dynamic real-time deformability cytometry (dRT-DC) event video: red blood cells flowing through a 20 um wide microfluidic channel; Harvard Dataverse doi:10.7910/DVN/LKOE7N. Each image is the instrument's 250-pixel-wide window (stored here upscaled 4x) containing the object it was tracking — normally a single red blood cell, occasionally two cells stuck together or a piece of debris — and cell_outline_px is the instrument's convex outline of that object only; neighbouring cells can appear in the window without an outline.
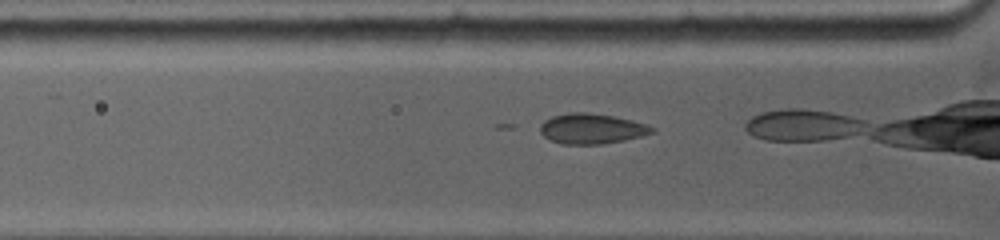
{"species": "common noctule bat (a hibernating species)", "species_latin": "Nyctalus noctula", "temperature_condition": "warm", "stored_images_in_passage": 28, "camera_frame_rate_fps": 5000, "um_per_image_px": 0.085, "animal": {"sex": "female", "body_mass_g": 19.0, "forearm_length_mm": 53.3}, "frame": {"image": 1, "passage_image": 3, "time_ms": 0.4, "image_size_px": [1000, 240], "cell_outline_px": [[656, 132], [624, 140], [600, 144], [560, 144], [544, 136], [540, 132], [540, 124], [544, 120], [552, 116], [568, 112], [588, 112], [612, 116], [632, 120], [648, 124], [656, 128]], "centroid_in_image_um": [50.3, 10.93], "position_along_channel_um": 75.5, "area_um2": 19.83}}